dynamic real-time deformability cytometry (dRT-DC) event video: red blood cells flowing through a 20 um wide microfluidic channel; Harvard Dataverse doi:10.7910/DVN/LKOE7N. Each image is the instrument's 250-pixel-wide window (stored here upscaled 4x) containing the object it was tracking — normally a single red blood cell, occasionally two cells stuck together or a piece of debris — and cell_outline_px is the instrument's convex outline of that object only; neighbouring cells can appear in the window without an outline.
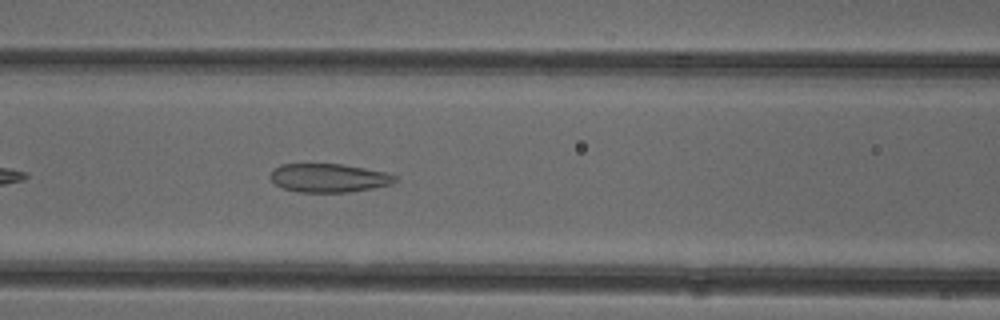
{"species": "common noctule bat (a hibernating species)", "species_latin": "Nyctalus noctula", "temperature_condition": "cold", "stored_images_in_passage": 37, "camera_frame_rate_fps": 3000, "um_per_image_px": 0.085, "animal": {"sex": "female"}, "frame": {"image": 1, "passage_image": 10, "time_ms": 3.0, "image_size_px": [1000, 320], "cell_outline_px": [[396, 180], [392, 184], [372, 188], [348, 192], [300, 192], [284, 188], [276, 184], [268, 176], [280, 164], [340, 164], [364, 168], [384, 172], [396, 176]], "centroid_in_image_um": [27.94, 15.12], "position_along_channel_um": 138.7, "area_um2": 20.52}}
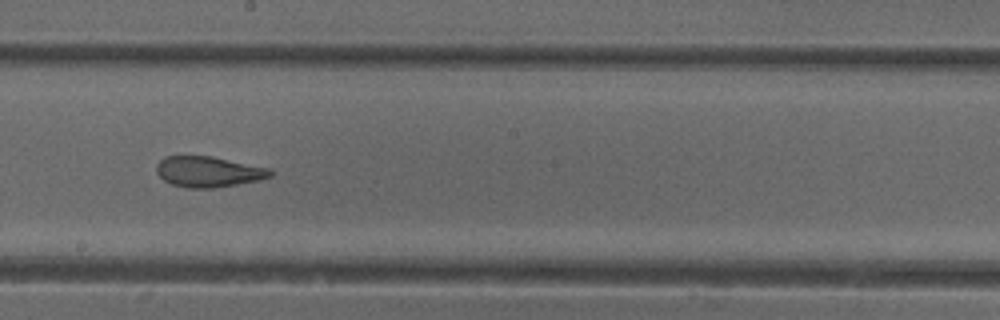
{"frame": {"image": 2, "passage_image": 17, "time_ms": 5.333, "image_size_px": [1000, 320], "cell_outline_px": [[272, 176], [260, 180], [212, 188], [188, 188], [172, 184], [164, 180], [156, 172], [156, 164], [164, 156], [212, 156], [272, 168]], "centroid_in_image_um": [17.73, 14.59], "position_along_channel_um": 230.5, "area_um2": 20.46}}
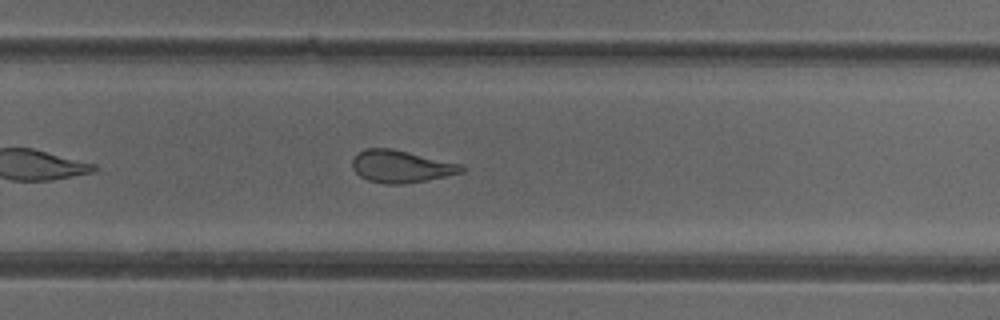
{"frame": {"image": 3, "passage_image": 22, "time_ms": 7.0, "image_size_px": [1000, 320], "cell_outline_px": [[464, 172], [424, 180], [400, 184], [384, 184], [368, 180], [360, 176], [352, 168], [352, 160], [364, 148], [392, 148], [460, 164], [464, 168]], "centroid_in_image_um": [34.05, 14.14], "position_along_channel_um": 295.8, "area_um2": 20.23}, "authors_computed_cell_mechanics": {"area_um2": 21.675, "velocity_mm_per_s": 3.9395, "shape_relaxation_time_tau1_ms": null, "shape_relaxation_time_tau2_ms": 1.6967, "deformation_change_tau1": null, "deformation_change_tau2": 0.0987}}